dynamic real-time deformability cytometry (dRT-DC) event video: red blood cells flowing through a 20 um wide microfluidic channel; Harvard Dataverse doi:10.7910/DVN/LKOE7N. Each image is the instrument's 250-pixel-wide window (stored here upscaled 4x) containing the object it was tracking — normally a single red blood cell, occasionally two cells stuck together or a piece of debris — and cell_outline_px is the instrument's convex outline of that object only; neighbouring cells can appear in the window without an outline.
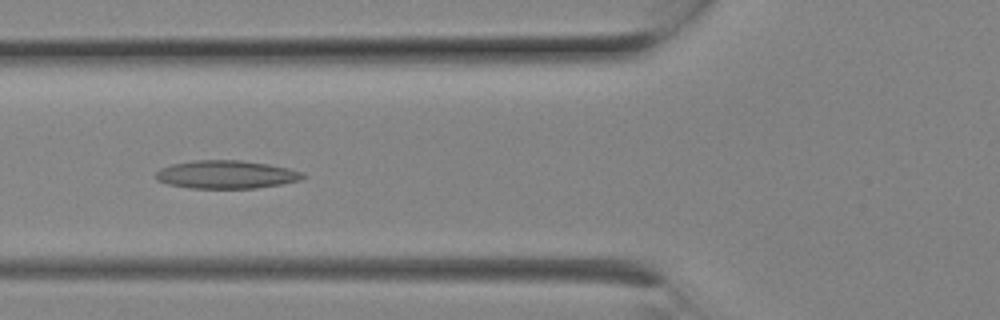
{"species": "Egyptian fruit bat (a non-hibernating species)", "species_latin": "Rousettus aegyptiacus", "temperature_condition": "room temperature", "stored_images_in_passage": 9, "camera_frame_rate_fps": 3000, "um_per_image_px": 0.085, "animal": {"sex": "female"}, "frame": {"image": 1, "passage_image": 8, "time_ms": 2.333, "image_size_px": [1000, 320], "cell_outline_px": [[308, 176], [300, 180], [280, 184], [256, 188], [192, 188], [168, 184], [156, 180], [156, 172], [160, 168], [172, 164], [192, 160], [240, 160], [268, 164], [288, 168], [304, 172]], "centroid_in_image_um": [19.24, 14.83], "position_along_channel_um": 106.6, "area_um2": 24.16}}
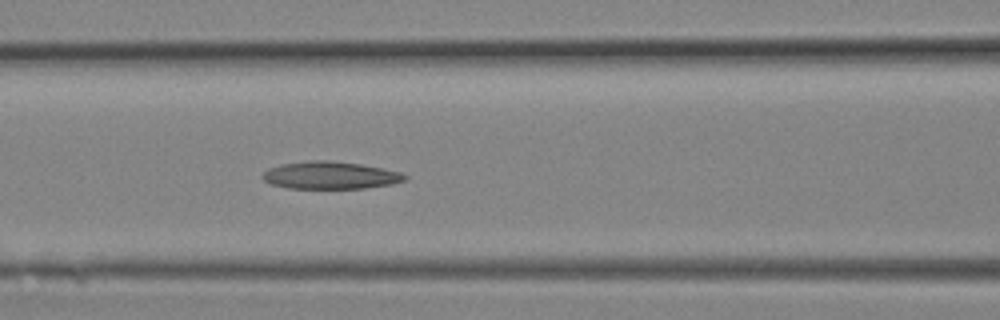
{"frame": {"image": 2, "passage_image": 9, "time_ms": 2.667, "image_size_px": [1000, 320], "cell_outline_px": [[408, 180], [392, 184], [364, 188], [288, 188], [272, 184], [264, 180], [260, 176], [268, 168], [280, 164], [308, 160], [332, 160], [360, 164], [384, 168], [400, 172], [408, 176]], "centroid_in_image_um": [28.08, 14.89], "position_along_channel_um": 138.5, "area_um2": 22.95}}